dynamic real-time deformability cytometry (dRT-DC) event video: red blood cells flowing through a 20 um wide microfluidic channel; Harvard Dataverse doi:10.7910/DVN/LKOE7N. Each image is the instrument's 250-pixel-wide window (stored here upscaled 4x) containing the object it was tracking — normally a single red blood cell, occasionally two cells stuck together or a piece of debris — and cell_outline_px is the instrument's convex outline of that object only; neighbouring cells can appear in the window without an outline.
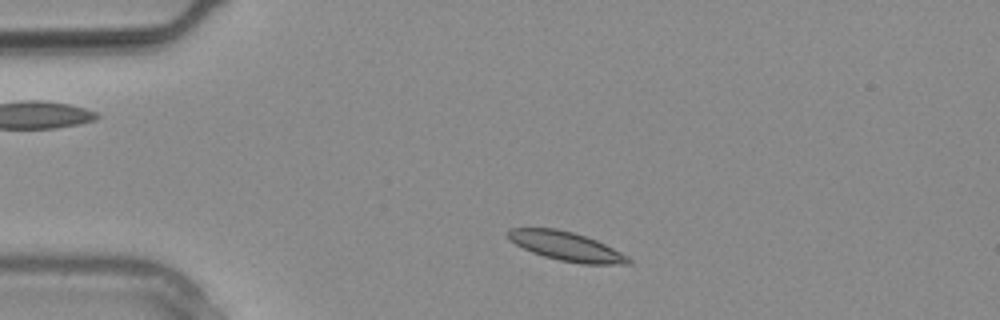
{"species": "common noctule bat (a hibernating species)", "species_latin": "Nyctalus noctula", "temperature_condition": "warm", "stored_images_in_passage": 12, "camera_frame_rate_fps": 3000, "um_per_image_px": 0.085, "animal": {"sex": "male", "body_mass_g": 20.4}, "frame": {"image": 1, "passage_image": 4, "time_ms": 1.0, "image_size_px": [1000, 320], "cell_outline_px": [[632, 264], [580, 264], [560, 260], [544, 256], [532, 252], [508, 240], [508, 228], [556, 228], [572, 232], [596, 240], [628, 256], [632, 260]], "centroid_in_image_um": [48.13, 20.94], "position_along_channel_um": 36.9, "area_um2": 20.17}}
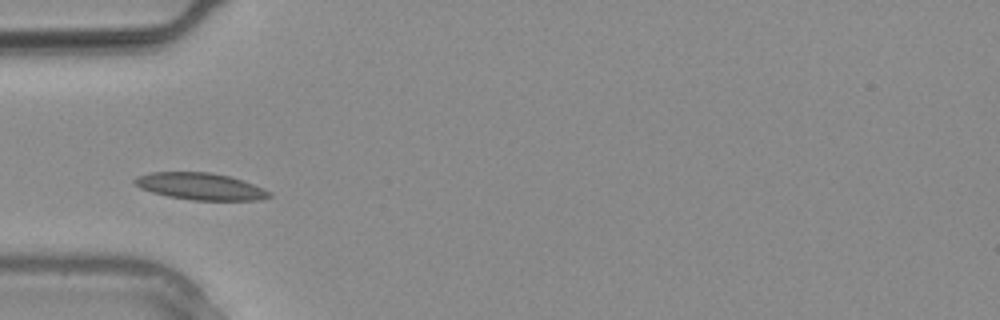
{"frame": {"image": 2, "passage_image": 7, "time_ms": 2.0, "image_size_px": [1000, 320], "cell_outline_px": [[272, 196], [260, 200], [192, 200], [168, 196], [152, 192], [140, 188], [132, 180], [136, 176], [152, 172], [208, 172], [228, 176], [244, 180], [264, 188], [272, 192]], "centroid_in_image_um": [17.06, 15.84], "position_along_channel_um": 67.9, "area_um2": 21.15}}